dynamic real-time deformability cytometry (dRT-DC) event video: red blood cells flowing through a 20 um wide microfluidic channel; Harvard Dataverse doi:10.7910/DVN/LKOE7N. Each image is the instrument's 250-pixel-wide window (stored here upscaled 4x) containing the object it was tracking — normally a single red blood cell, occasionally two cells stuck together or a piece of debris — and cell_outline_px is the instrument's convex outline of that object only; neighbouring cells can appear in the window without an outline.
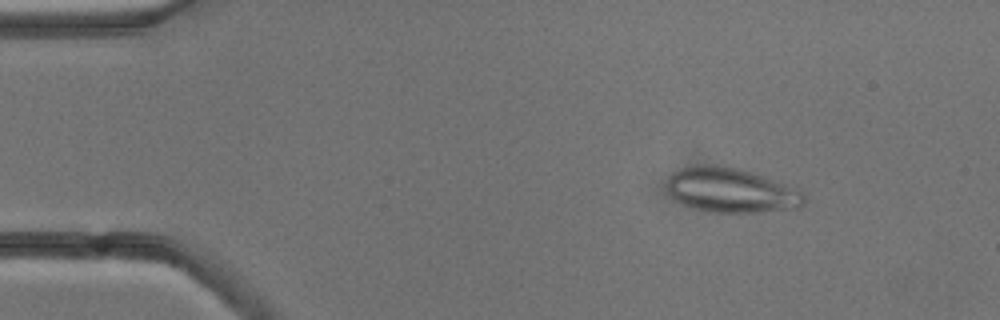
{"species": "common noctule bat (a hibernating species)", "species_latin": "Nyctalus noctula", "temperature_condition": "cold", "stored_images_in_passage": 5, "camera_frame_rate_fps": 3000, "um_per_image_px": 0.085, "animal": {"sex": "male", "body_mass_g": 13.3}, "frame": {"image": 1, "passage_image": 2, "time_ms": 2.0, "image_size_px": [1000, 320], "cell_outline_px": [[804, 204], [796, 208], [756, 212], [712, 212], [696, 208], [684, 204], [676, 200], [668, 192], [668, 180], [672, 172], [680, 168], [736, 168], [752, 172], [800, 188], [804, 192]], "centroid_in_image_um": [62.23, 16.21], "position_along_channel_um": 22.8, "area_um2": 34.68}}